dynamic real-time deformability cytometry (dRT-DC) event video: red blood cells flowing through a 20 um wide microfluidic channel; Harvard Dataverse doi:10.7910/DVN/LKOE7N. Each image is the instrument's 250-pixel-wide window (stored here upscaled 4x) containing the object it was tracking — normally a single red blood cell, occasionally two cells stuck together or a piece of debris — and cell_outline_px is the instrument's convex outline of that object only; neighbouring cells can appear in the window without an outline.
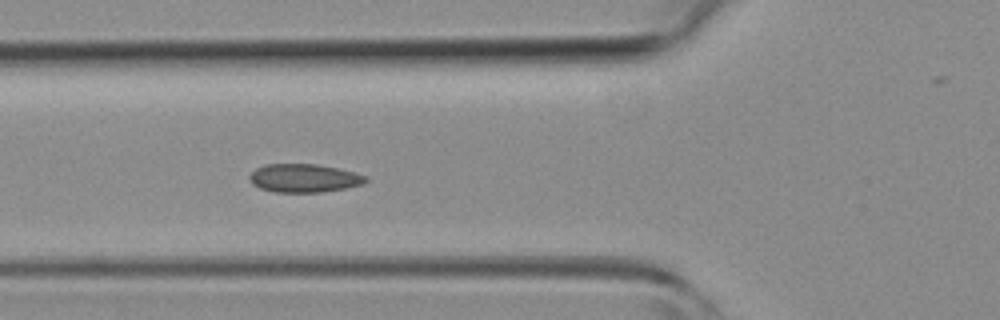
{"species": "common noctule bat (a hibernating species)", "species_latin": "Nyctalus noctula", "temperature_condition": "room temperature", "stored_images_in_passage": 36, "camera_frame_rate_fps": 3000, "um_per_image_px": 0.085, "animal": {"sex": "female", "body_mass_g": 19.3, "forearm_length_mm": 54.1}, "frame": {"image": 1, "passage_image": 6, "time_ms": 1.667, "image_size_px": [1000, 320], "cell_outline_px": [[368, 180], [364, 184], [344, 188], [320, 192], [276, 192], [260, 188], [252, 184], [248, 180], [248, 176], [256, 168], [268, 164], [316, 164], [356, 172], [368, 176]], "centroid_in_image_um": [25.85, 15.14], "position_along_channel_um": 100.0, "area_um2": 19.25}}
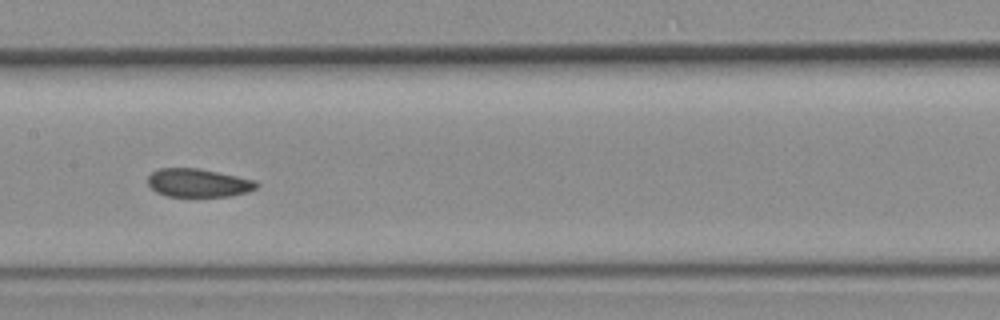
{"frame": {"image": 2, "passage_image": 12, "time_ms": 3.667, "image_size_px": [1000, 320], "cell_outline_px": [[260, 184], [256, 188], [248, 192], [232, 196], [164, 196], [156, 192], [148, 184], [148, 176], [152, 172], [160, 168], [196, 168], [256, 180]], "centroid_in_image_um": [16.86, 15.55], "position_along_channel_um": 190.5, "area_um2": 17.92}}
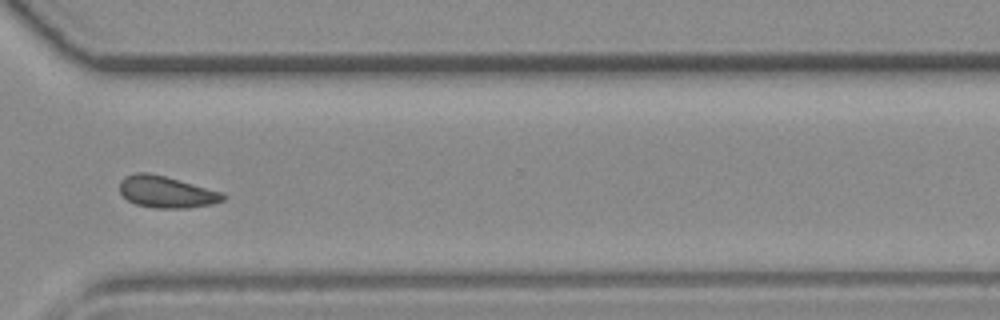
{"frame": {"image": 3, "passage_image": 23, "time_ms": 7.333, "image_size_px": [1000, 320], "cell_outline_px": [[228, 196], [224, 200], [212, 204], [188, 208], [156, 208], [136, 204], [128, 200], [120, 192], [120, 180], [124, 176], [136, 172], [148, 172], [164, 176], [224, 192]], "centroid_in_image_um": [14.16, 16.31], "position_along_channel_um": 356.4, "area_um2": 19.19}}